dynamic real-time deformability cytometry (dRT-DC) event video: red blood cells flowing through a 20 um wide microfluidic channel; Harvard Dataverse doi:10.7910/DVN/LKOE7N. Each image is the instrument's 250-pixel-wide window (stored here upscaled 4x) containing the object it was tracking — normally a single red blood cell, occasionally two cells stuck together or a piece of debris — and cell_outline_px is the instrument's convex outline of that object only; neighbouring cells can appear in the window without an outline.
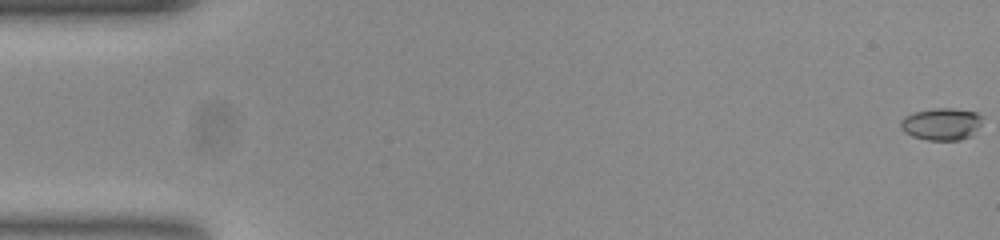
{"species": "common noctule bat (a hibernating species)", "species_latin": "Nyctalus noctula", "temperature_condition": "room temperature", "stored_images_in_passage": 55, "camera_frame_rate_fps": 3000, "um_per_image_px": 0.085, "animal": {"sex": "female", "body_mass_g": 23.0, "forearm_length_mm": 53.4}, "frame": {"image": 1, "passage_image": 1, "time_ms": 0.0, "image_size_px": [1000, 240], "cell_outline_px": [[984, 116], [980, 124], [972, 136], [960, 140], [928, 140], [912, 136], [904, 132], [900, 128], [900, 120], [904, 116], [912, 112], [932, 108], [952, 108], [976, 112]], "centroid_in_image_um": [80.01, 10.53], "position_along_channel_um": 5.0, "area_um2": 15.61}}
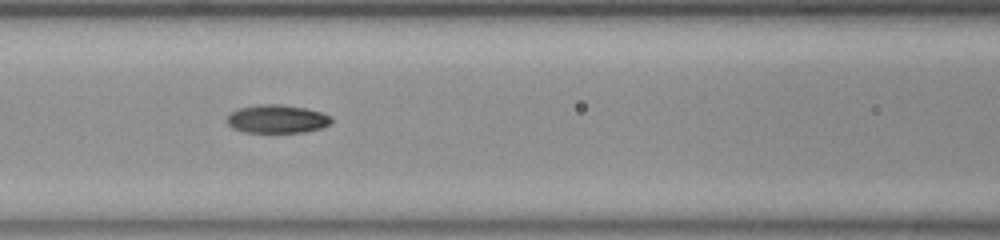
{"frame": {"image": 2, "passage_image": 24, "time_ms": 7.667, "image_size_px": [1000, 240], "cell_outline_px": [[332, 124], [320, 128], [304, 132], [244, 132], [232, 128], [228, 124], [228, 116], [232, 112], [240, 108], [256, 104], [280, 104], [304, 108], [324, 112], [332, 116]], "centroid_in_image_um": [23.59, 10.11], "position_along_channel_um": 143.0, "area_um2": 17.28}}
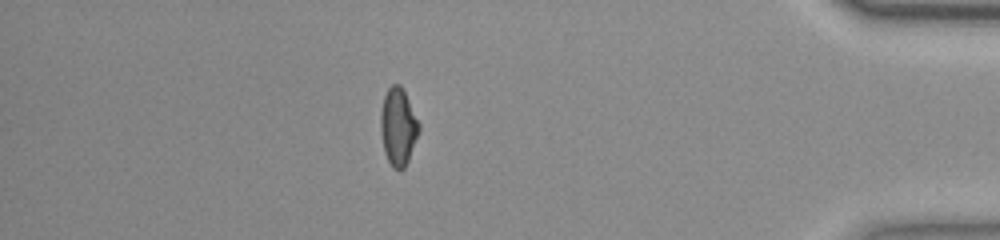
{"frame": {"image": 3, "passage_image": 48, "time_ms": 15.667, "image_size_px": [1000, 240], "cell_outline_px": [[420, 132], [408, 160], [404, 168], [400, 172], [392, 168], [384, 152], [380, 128], [380, 112], [384, 96], [388, 88], [392, 84], [400, 84], [420, 124]], "centroid_in_image_um": [33.84, 10.81], "position_along_channel_um": 401.4, "area_um2": 17.4}, "authors_computed_cell_mechanics": {"area_um2": 16.8776, "velocity_mm_per_s": 3.7928, "shape_relaxation_time_tau1_ms": 6.3701, "shape_relaxation_time_tau2_ms": 1.8113, "deformation_change_tau1": 0.1997, "deformation_change_tau2": 0.0659}}